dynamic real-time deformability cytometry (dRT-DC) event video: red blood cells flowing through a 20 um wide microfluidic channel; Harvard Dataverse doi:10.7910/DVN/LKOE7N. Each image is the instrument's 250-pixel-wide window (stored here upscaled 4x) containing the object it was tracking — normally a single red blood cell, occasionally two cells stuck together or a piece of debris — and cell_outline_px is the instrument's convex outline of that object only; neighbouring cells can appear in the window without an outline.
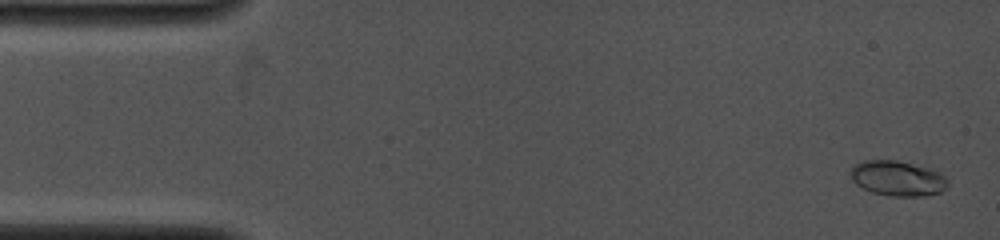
{"species": "common noctule bat (a hibernating species)", "species_latin": "Nyctalus noctula", "temperature_condition": "cold", "stored_images_in_passage": 5, "camera_frame_rate_fps": 4000, "um_per_image_px": 0.085, "animal": {"sex": "female", "body_mass_g": 19.0, "forearm_length_mm": 53.3}, "frame": {"image": 1, "passage_image": 1, "time_ms": 0.0, "image_size_px": [1000, 240], "cell_outline_px": [[948, 184], [940, 192], [924, 196], [888, 196], [872, 192], [856, 184], [852, 180], [848, 172], [856, 164], [864, 160], [896, 160], [936, 168], [948, 180]], "centroid_in_image_um": [76.31, 15.14], "position_along_channel_um": 8.7, "area_um2": 20.23}}
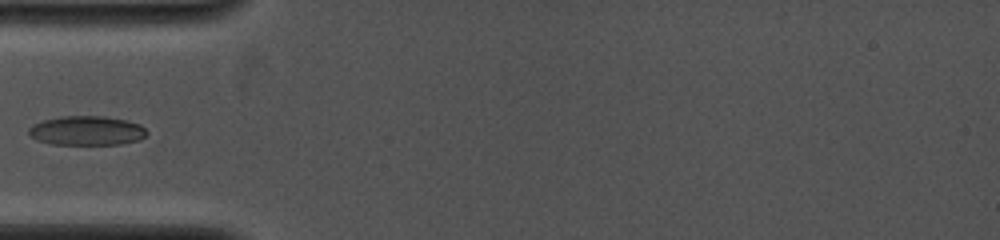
{"frame": {"image": 2, "passage_image": 5, "time_ms": 4.5, "image_size_px": [1000, 240], "cell_outline_px": [[148, 132], [140, 140], [120, 144], [52, 144], [36, 140], [28, 136], [28, 128], [32, 124], [44, 120], [60, 116], [104, 116], [124, 120], [140, 124]], "centroid_in_image_um": [7.33, 11.1], "position_along_channel_um": 77.7, "area_um2": 20.23}}